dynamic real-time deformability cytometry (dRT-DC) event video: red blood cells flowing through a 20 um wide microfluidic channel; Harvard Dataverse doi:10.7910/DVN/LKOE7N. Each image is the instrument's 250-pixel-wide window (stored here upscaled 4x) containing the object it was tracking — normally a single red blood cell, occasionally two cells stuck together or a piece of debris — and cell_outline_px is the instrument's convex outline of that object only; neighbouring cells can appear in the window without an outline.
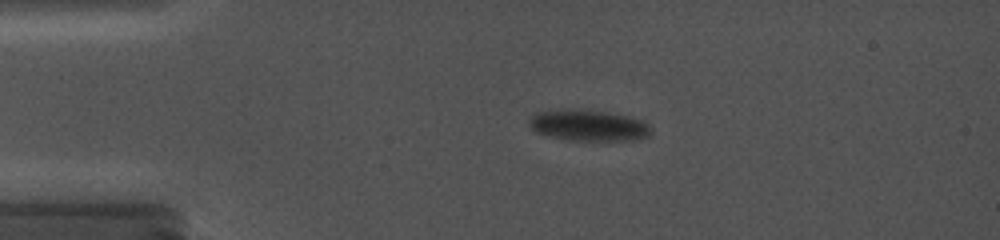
{"species": "common noctule bat (a hibernating species)", "species_latin": "Nyctalus noctula", "temperature_condition": "cold", "stored_images_in_passage": 53, "camera_frame_rate_fps": 5000, "um_per_image_px": 0.085, "animal": {"sex": "female", "body_mass_g": 19.0, "forearm_length_mm": 56.7}, "frame": {"image": 1, "passage_image": 14, "time_ms": 2.2, "image_size_px": [1000, 240], "cell_outline_px": [[652, 132], [648, 136], [632, 140], [572, 140], [552, 136], [536, 132], [528, 124], [528, 120], [532, 116], [540, 112], [604, 112], [628, 116], [644, 120], [648, 124]], "centroid_in_image_um": [50.11, 10.71], "position_along_channel_um": 34.9, "area_um2": 20.92}}
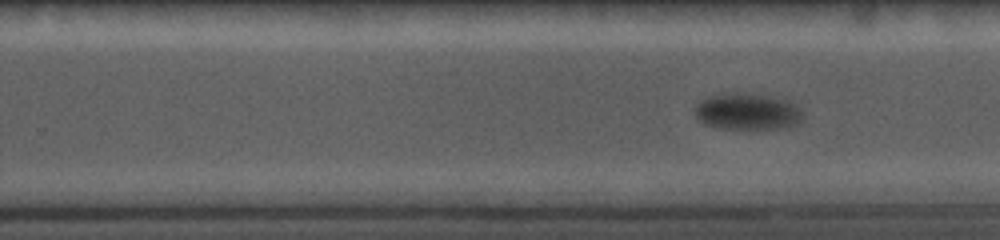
{"frame": {"image": 2, "passage_image": 35, "time_ms": 9.8, "image_size_px": [1000, 240], "cell_outline_px": [[800, 120], [792, 124], [776, 128], [720, 128], [704, 124], [696, 116], [696, 104], [700, 100], [708, 96], [760, 96], [788, 100], [800, 112]], "centroid_in_image_um": [63.45, 9.53], "position_along_channel_um": 266.4, "area_um2": 21.21}}
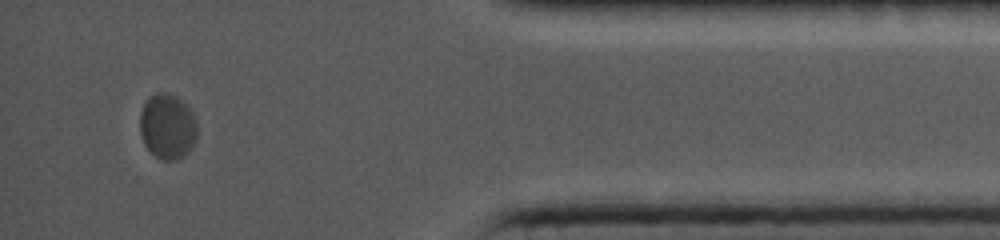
{"frame": {"image": 3, "passage_image": 50, "time_ms": 14.8, "image_size_px": [1000, 240], "cell_outline_px": [[196, 140], [192, 148], [184, 156], [176, 160], [160, 160], [144, 144], [140, 132], [140, 112], [148, 96], [156, 92], [164, 92], [176, 96], [192, 112], [196, 120]], "centroid_in_image_um": [14.23, 10.75], "position_along_channel_um": 421.0, "area_um2": 21.85}}